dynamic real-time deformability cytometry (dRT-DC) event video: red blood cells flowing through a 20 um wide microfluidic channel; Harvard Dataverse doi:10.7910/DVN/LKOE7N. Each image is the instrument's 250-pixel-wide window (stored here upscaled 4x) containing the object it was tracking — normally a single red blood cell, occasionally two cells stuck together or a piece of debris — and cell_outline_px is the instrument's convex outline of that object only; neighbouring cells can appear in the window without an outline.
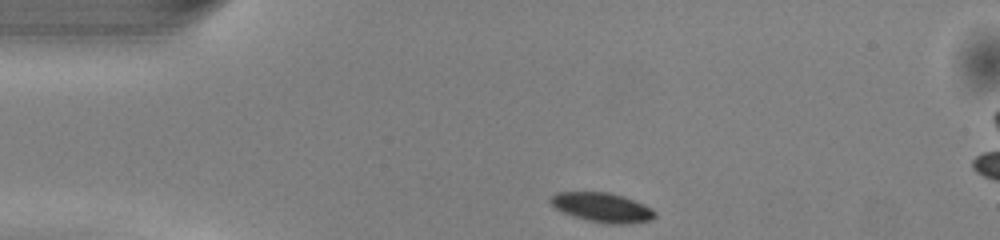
{"species": "common noctule bat (a hibernating species)", "species_latin": "Nyctalus noctula", "temperature_condition": "warm", "stored_images_in_passage": 41, "camera_frame_rate_fps": 3000, "um_per_image_px": 0.085, "animal": {"sex": "male", "body_mass_g": 13.0, "forearm_length_mm": 53.1}, "frame": {"image": 1, "passage_image": 1, "time_ms": 0.0, "image_size_px": [1000, 240], "cell_outline_px": [[656, 216], [652, 220], [628, 224], [608, 224], [588, 220], [564, 212], [556, 208], [548, 200], [548, 196], [556, 192], [608, 192], [624, 196], [644, 204], [652, 208], [656, 212]], "centroid_in_image_um": [51.21, 17.62], "position_along_channel_um": 33.8, "area_um2": 17.98}}
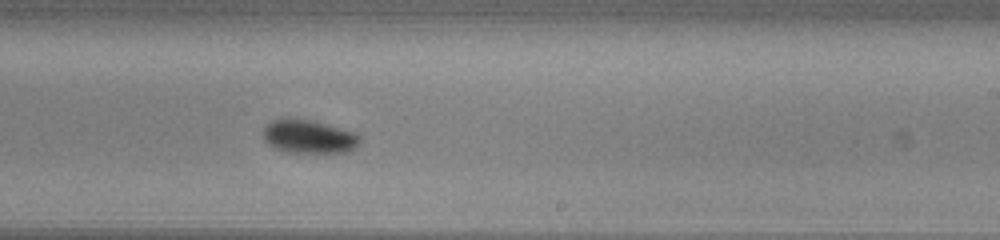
{"frame": {"image": 2, "passage_image": 21, "time_ms": 6.667, "image_size_px": [1000, 240], "cell_outline_px": [[360, 140], [348, 152], [288, 152], [272, 148], [264, 140], [260, 132], [272, 120], [288, 116], [308, 120], [356, 132], [360, 136]], "centroid_in_image_um": [26.16, 11.59], "position_along_channel_um": 262.8, "area_um2": 18.96}}
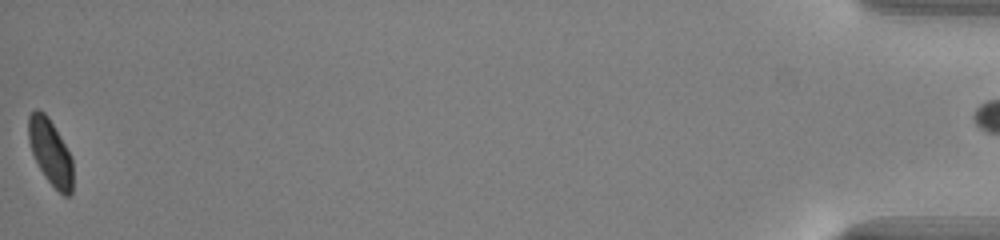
{"frame": {"image": 3, "passage_image": 41, "time_ms": 13.333, "image_size_px": [1000, 240], "cell_outline_px": [[72, 192], [68, 196], [64, 196], [44, 176], [32, 152], [28, 140], [28, 116], [36, 108], [44, 112], [48, 116], [60, 136], [72, 160]], "centroid_in_image_um": [4.26, 12.9], "position_along_channel_um": 430.9, "area_um2": 16.7}, "authors_computed_cell_mechanics": {"area_um2": 18.8428, "velocity_mm_per_s": 4.0731, "shape_relaxation_time_tau1_ms": 2.8179, "shape_relaxation_time_tau2_ms": null, "deformation_change_tau1": 0.0893, "deformation_change_tau2": null}}